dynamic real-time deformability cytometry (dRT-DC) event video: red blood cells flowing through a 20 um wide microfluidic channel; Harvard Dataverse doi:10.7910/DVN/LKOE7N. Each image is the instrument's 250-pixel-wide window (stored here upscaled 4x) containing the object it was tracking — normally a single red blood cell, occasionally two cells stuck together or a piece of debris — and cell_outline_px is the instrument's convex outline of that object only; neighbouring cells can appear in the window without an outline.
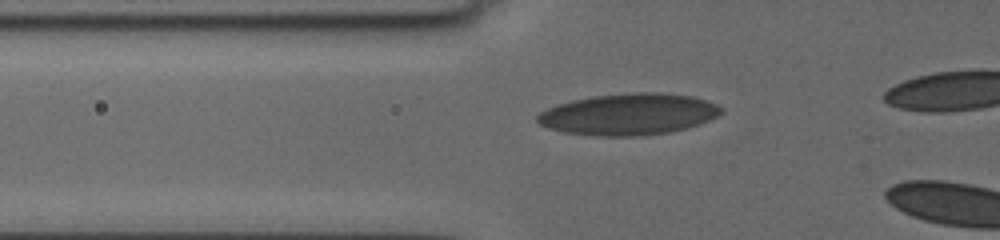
{"species": "human", "species_latin": "Homo sapiens", "temperature_condition": "cold", "stored_images_in_passage": 14, "camera_frame_rate_fps": 3000, "um_per_image_px": 0.085, "donor": {"sex": "female"}, "frame": {"image": 1, "passage_image": 12, "time_ms": 3.667, "image_size_px": [1000, 240], "cell_outline_px": [[724, 112], [700, 124], [668, 132], [636, 136], [592, 136], [564, 132], [548, 128], [540, 124], [536, 120], [536, 116], [540, 112], [548, 108], [572, 100], [592, 96], [632, 92], [660, 92], [692, 96], [716, 104], [724, 108]], "centroid_in_image_um": [53.43, 9.71], "position_along_channel_um": 72.4, "area_um2": 44.39}}